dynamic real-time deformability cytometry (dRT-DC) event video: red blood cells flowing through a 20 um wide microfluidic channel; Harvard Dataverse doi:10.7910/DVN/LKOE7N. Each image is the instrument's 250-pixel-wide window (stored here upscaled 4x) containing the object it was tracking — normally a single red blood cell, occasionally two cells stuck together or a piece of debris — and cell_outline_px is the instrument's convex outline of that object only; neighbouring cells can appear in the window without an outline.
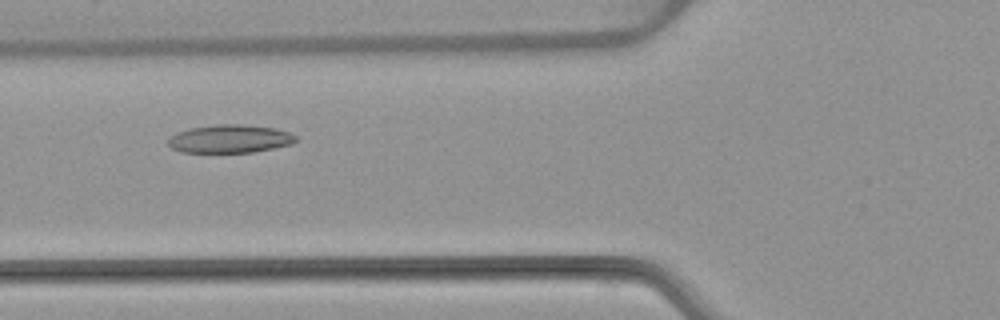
{"species": "common noctule bat (a hibernating species)", "species_latin": "Nyctalus noctula", "temperature_condition": "warm", "stored_images_in_passage": 51, "camera_frame_rate_fps": 3000, "um_per_image_px": 0.085, "animal": {"sex": "female", "body_mass_g": 22.7, "forearm_length_mm": 54.2}, "frame": {"image": 1, "passage_image": 18, "time_ms": 5.667, "image_size_px": [1000, 320], "cell_outline_px": [[296, 140], [292, 144], [252, 152], [180, 152], [172, 148], [168, 144], [168, 140], [176, 132], [192, 128], [216, 124], [240, 124], [276, 128], [288, 132], [296, 136]], "centroid_in_image_um": [19.53, 11.79], "position_along_channel_um": 106.3, "area_um2": 20.81}}
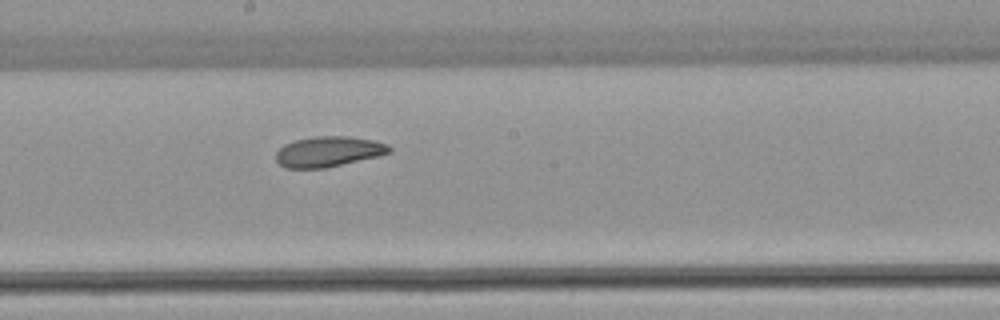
{"frame": {"image": 2, "passage_image": 27, "time_ms": 8.667, "image_size_px": [1000, 320], "cell_outline_px": [[392, 152], [380, 156], [324, 168], [284, 168], [276, 160], [276, 152], [284, 144], [296, 140], [316, 136], [352, 136], [376, 140], [388, 144], [392, 148]], "centroid_in_image_um": [27.97, 12.88], "position_along_channel_um": 220.2, "area_um2": 20.29}}
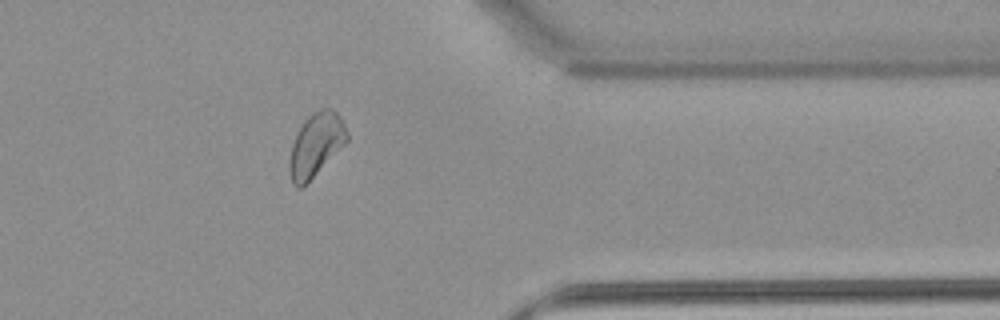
{"frame": {"image": 3, "passage_image": 41, "time_ms": 13.333, "image_size_px": [1000, 320], "cell_outline_px": [[348, 140], [300, 188], [296, 188], [292, 184], [288, 172], [288, 164], [292, 144], [304, 120], [312, 112], [320, 108], [332, 108], [344, 120], [348, 132]], "centroid_in_image_um": [26.84, 12.26], "position_along_channel_um": 384.6, "area_um2": 20.98}, "authors_computed_cell_mechanics": {"area_um2": 21.6172, "velocity_mm_per_s": 3.8044, "shape_relaxation_time_tau1_ms": 9.5058, "shape_relaxation_time_tau2_ms": 5.7224, "deformation_change_tau1": 0.1676, "deformation_change_tau2": 0.1064}}